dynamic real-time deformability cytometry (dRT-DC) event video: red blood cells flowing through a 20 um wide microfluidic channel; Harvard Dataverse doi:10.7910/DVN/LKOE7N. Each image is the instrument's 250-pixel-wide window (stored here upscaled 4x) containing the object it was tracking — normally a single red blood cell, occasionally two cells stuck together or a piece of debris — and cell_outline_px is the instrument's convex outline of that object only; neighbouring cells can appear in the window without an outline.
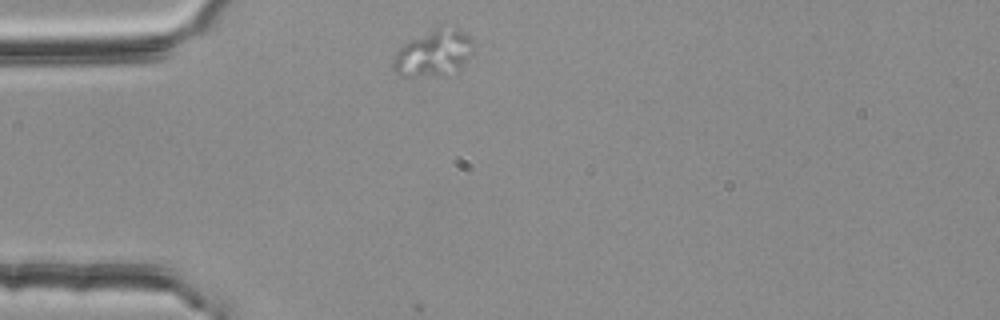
{"species": "common noctule bat (a hibernating species)", "species_latin": "Nyctalus noctula", "temperature_condition": "room temperature", "stored_images_in_passage": 7, "camera_frame_rate_fps": 3000, "um_per_image_px": 0.085, "animal": {"sex": "female", "body_mass_g": 25.1}, "frame": {"image": 1, "passage_image": 1, "time_ms": 0.0, "image_size_px": [1000, 320], "cell_outline_px": [[476, 44], [472, 52], [464, 64], [456, 72], [444, 76], [400, 76], [392, 68], [392, 56], [404, 44], [444, 20], [464, 32]], "centroid_in_image_um": [36.89, 4.46], "position_along_channel_um": 48.1, "area_um2": 22.77}}
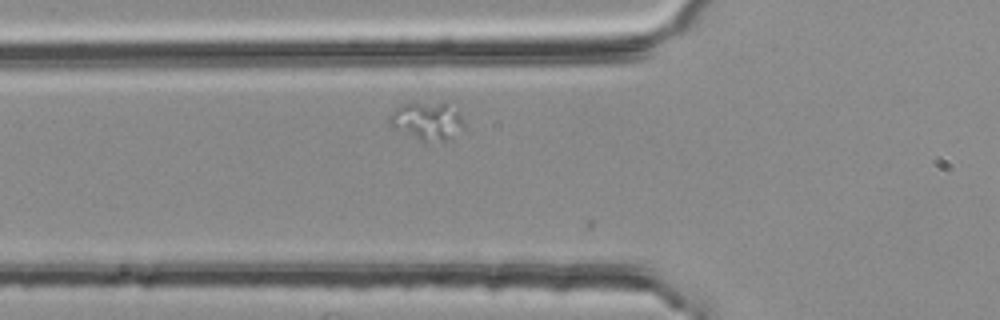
{"frame": {"image": 2, "passage_image": 6, "time_ms": 1.667, "image_size_px": [1000, 320], "cell_outline_px": [[464, 128], [444, 140], [428, 144], [424, 144], [388, 128], [388, 116], [400, 104], [448, 100], [464, 120]], "centroid_in_image_um": [36.24, 10.29], "position_along_channel_um": 89.6, "area_um2": 17.69}}